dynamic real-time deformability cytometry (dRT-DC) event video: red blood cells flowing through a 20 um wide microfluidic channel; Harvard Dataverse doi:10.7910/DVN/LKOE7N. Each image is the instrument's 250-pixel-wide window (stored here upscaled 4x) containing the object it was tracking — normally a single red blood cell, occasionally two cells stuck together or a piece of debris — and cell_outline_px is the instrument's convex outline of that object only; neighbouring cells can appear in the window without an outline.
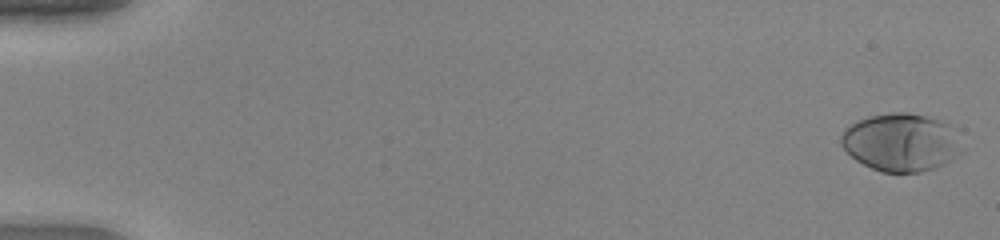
{"species": "human", "species_latin": "Homo sapiens", "temperature_condition": "warm", "stored_images_in_passage": 48, "camera_frame_rate_fps": 3000, "um_per_image_px": 0.085, "donor": {"sex": "female"}, "frame": {"image": 1, "passage_image": 1, "time_ms": 0.0, "image_size_px": [1000, 240], "cell_outline_px": [[968, 148], [964, 152], [944, 164], [920, 172], [880, 172], [856, 160], [840, 144], [840, 136], [844, 128], [868, 116], [892, 112], [908, 112], [924, 116], [948, 124], [956, 128]], "centroid_in_image_um": [76.67, 12.1], "position_along_channel_um": 8.3, "area_um2": 41.44}}
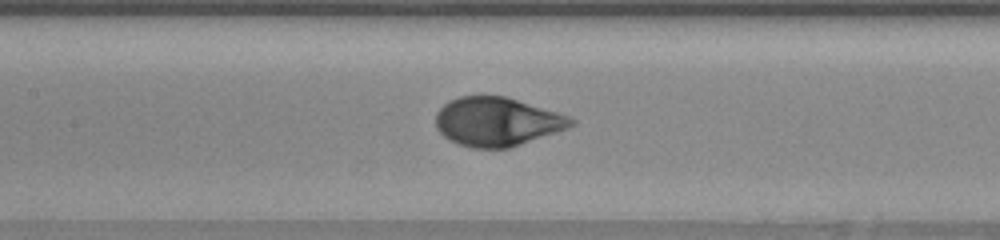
{"frame": {"image": 2, "passage_image": 25, "time_ms": 8.0, "image_size_px": [1000, 240], "cell_outline_px": [[576, 124], [568, 128], [508, 148], [472, 148], [448, 140], [436, 128], [436, 112], [448, 100], [460, 96], [504, 96], [556, 112], [568, 116], [576, 120]], "centroid_in_image_um": [42.22, 10.34], "position_along_channel_um": 165.2, "area_um2": 38.21}}
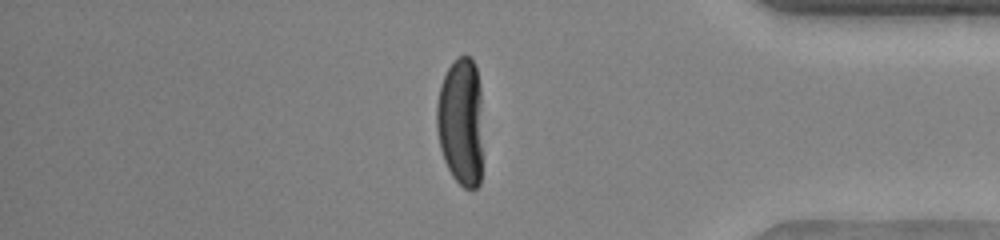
{"frame": {"image": 3, "passage_image": 43, "time_ms": 14.0, "image_size_px": [1000, 240], "cell_outline_px": [[480, 184], [472, 192], [464, 188], [452, 176], [444, 160], [440, 148], [436, 128], [436, 104], [440, 84], [448, 68], [460, 56], [468, 56], [472, 60], [476, 68], [480, 88]], "centroid_in_image_um": [39.14, 10.38], "position_along_channel_um": 396.1, "area_um2": 34.28}, "authors_computed_cell_mechanics": {"area_um2": 38.7549, "velocity_mm_per_s": 4.1988, "shape_relaxation_time_tau1_ms": 2.6177, "shape_relaxation_time_tau2_ms": null, "deformation_change_tau1": 0.2022, "deformation_change_tau2": null}}